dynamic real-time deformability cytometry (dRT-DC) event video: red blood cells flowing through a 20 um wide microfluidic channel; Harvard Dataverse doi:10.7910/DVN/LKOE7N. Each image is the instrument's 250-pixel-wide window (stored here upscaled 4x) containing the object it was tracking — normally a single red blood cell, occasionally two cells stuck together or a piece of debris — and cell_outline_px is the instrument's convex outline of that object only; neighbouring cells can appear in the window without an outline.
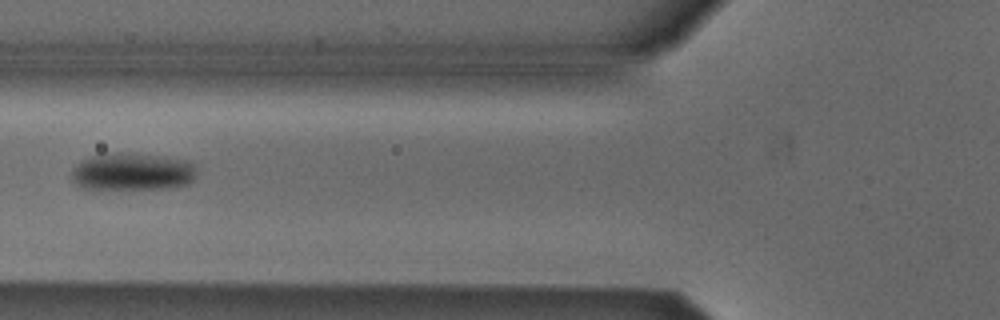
{"species": "Egyptian fruit bat (a non-hibernating species)", "species_latin": "Rousettus aegyptiacus", "temperature_condition": "cold", "stored_images_in_passage": 4, "camera_frame_rate_fps": 3000, "um_per_image_px": 0.085, "animal": {"sex": "male"}, "frame": {"image": 1, "passage_image": 2, "time_ms": 1.333, "image_size_px": [1000, 320], "cell_outline_px": [[196, 176], [188, 184], [172, 188], [84, 188], [76, 184], [72, 180], [72, 168], [80, 160], [104, 152], [128, 152], [164, 156], [188, 160], [196, 164]], "centroid_in_image_um": [11.28, 14.56], "position_along_channel_um": 114.5, "area_um2": 27.74}}
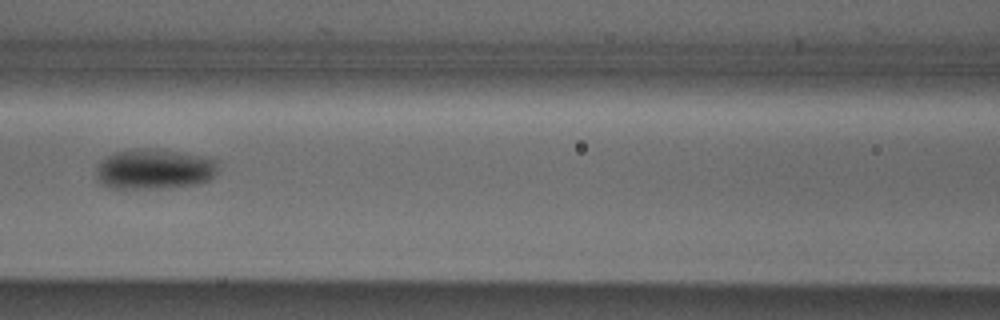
{"frame": {"image": 2, "passage_image": 3, "time_ms": 2.333, "image_size_px": [1000, 320], "cell_outline_px": [[216, 172], [208, 180], [192, 184], [160, 188], [112, 188], [100, 184], [96, 176], [96, 164], [100, 160], [116, 152], [136, 148], [148, 148], [180, 152], [204, 156], [216, 160]], "centroid_in_image_um": [13.04, 14.36], "position_along_channel_um": 153.6, "area_um2": 28.44}}
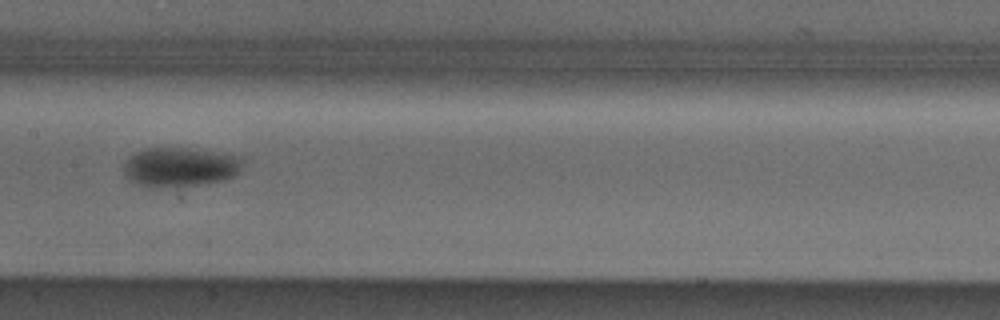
{"frame": {"image": 3, "passage_image": 4, "time_ms": 3.333, "image_size_px": [1000, 320], "cell_outline_px": [[240, 168], [228, 180], [180, 188], [148, 188], [136, 184], [128, 180], [124, 176], [124, 164], [136, 152], [148, 148], [180, 148], [240, 156]], "centroid_in_image_um": [15.23, 14.26], "position_along_channel_um": 192.2, "area_um2": 27.34}}